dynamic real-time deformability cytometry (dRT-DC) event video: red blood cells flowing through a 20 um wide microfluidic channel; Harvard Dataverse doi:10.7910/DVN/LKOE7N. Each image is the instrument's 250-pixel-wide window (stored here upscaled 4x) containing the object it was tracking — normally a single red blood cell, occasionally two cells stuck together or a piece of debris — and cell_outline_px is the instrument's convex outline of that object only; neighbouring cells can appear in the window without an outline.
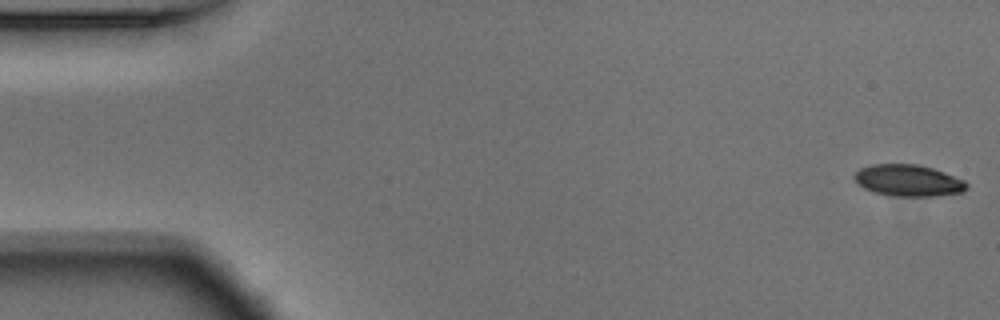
{"species": "Egyptian fruit bat (a non-hibernating species)", "species_latin": "Rousettus aegyptiacus", "temperature_condition": "warm", "stored_images_in_passage": 53, "camera_frame_rate_fps": 3000, "um_per_image_px": 0.085, "animal": {"sex": "male"}, "frame": {"image": 1, "passage_image": 1, "time_ms": 0.0, "image_size_px": [1000, 320], "cell_outline_px": [[968, 188], [964, 192], [936, 196], [896, 196], [876, 192], [864, 188], [852, 176], [860, 168], [872, 164], [916, 164], [932, 168], [964, 180], [968, 184]], "centroid_in_image_um": [77.23, 15.34], "position_along_channel_um": 7.8, "area_um2": 20.52}}
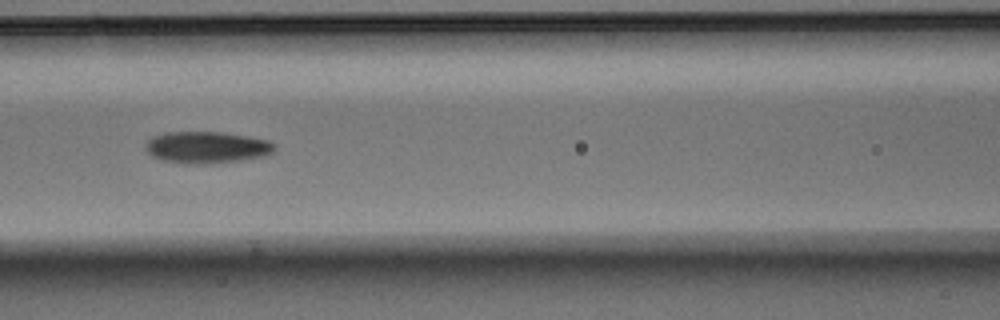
{"frame": {"image": 2, "passage_image": 23, "time_ms": 7.333, "image_size_px": [1000, 320], "cell_outline_px": [[276, 148], [272, 152], [264, 156], [240, 160], [208, 164], [184, 164], [160, 160], [152, 156], [144, 148], [144, 144], [152, 136], [164, 132], [224, 132], [248, 136], [268, 140], [276, 144]], "centroid_in_image_um": [17.54, 12.52], "position_along_channel_um": 149.1, "area_um2": 24.22}}
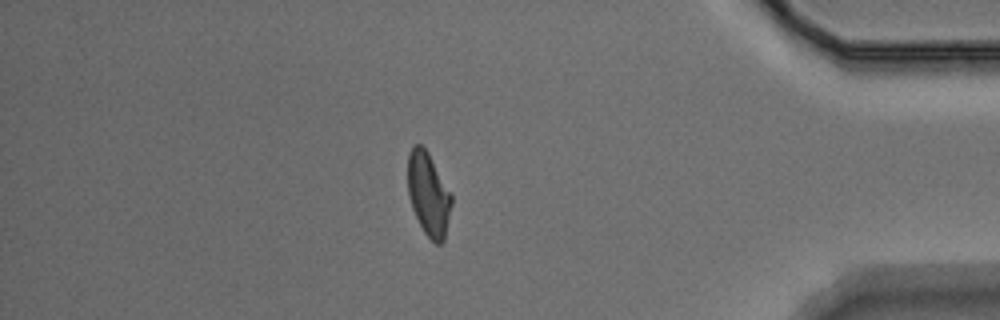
{"frame": {"image": 3, "passage_image": 46, "time_ms": 15.0, "image_size_px": [1000, 320], "cell_outline_px": [[452, 204], [444, 240], [440, 244], [436, 244], [424, 232], [412, 208], [408, 196], [408, 152], [412, 144], [420, 144], [428, 152], [452, 196]], "centroid_in_image_um": [36.4, 16.49], "position_along_channel_um": 398.8, "area_um2": 21.1}, "authors_computed_cell_mechanics": {"area_um2": 22.0218, "velocity_mm_per_s": 3.7442, "shape_relaxation_time_tau1_ms": 4.7395, "shape_relaxation_time_tau2_ms": 3.354, "deformation_change_tau1": 0.1688, "deformation_change_tau2": 0.0985}}